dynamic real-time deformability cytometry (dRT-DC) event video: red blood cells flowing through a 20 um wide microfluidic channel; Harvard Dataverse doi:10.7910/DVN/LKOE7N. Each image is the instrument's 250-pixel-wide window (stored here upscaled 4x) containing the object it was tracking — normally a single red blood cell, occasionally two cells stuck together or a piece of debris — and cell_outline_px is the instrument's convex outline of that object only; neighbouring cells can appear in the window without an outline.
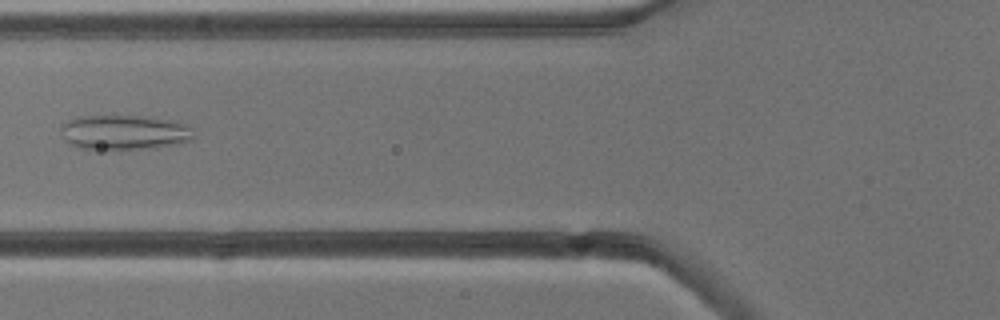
{"species": "common noctule bat (a hibernating species)", "species_latin": "Nyctalus noctula", "temperature_condition": "cold", "stored_images_in_passage": 3, "camera_frame_rate_fps": 3000, "um_per_image_px": 0.085, "animal": {"sex": "male", "body_mass_g": 13.3}, "frame": {"image": 1, "passage_image": 3, "time_ms": 2.333, "image_size_px": [1000, 320], "cell_outline_px": [[196, 136], [188, 140], [148, 148], [76, 148], [64, 140], [60, 128], [60, 124], [76, 116], [144, 116], [172, 120], [188, 124], [192, 128]], "centroid_in_image_um": [10.52, 11.21], "position_along_channel_um": 115.3, "area_um2": 26.65}}